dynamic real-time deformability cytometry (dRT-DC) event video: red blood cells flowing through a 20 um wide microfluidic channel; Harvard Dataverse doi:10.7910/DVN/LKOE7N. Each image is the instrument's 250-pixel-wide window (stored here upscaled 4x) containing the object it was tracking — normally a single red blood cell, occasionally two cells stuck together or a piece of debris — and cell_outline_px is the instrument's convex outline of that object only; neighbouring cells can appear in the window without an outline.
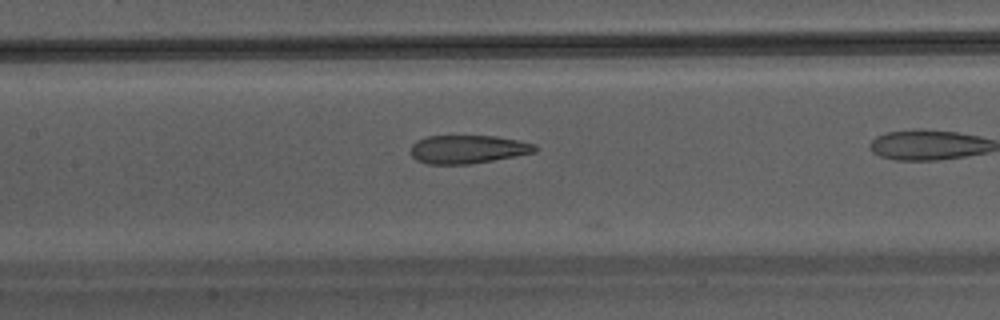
{"species": "Egyptian fruit bat (a non-hibernating species)", "species_latin": "Rousettus aegyptiacus", "temperature_condition": "warm", "stored_images_in_passage": 14, "camera_frame_rate_fps": 3000, "um_per_image_px": 0.085, "animal": {"sex": "male"}, "frame": {"image": 1, "passage_image": 8, "time_ms": 2.333, "image_size_px": [1000, 320], "cell_outline_px": [[540, 148], [536, 152], [492, 160], [468, 164], [428, 164], [416, 160], [412, 156], [412, 144], [416, 140], [428, 136], [496, 136], [536, 144]], "centroid_in_image_um": [39.78, 12.68], "position_along_channel_um": 167.6, "area_um2": 20.46}}
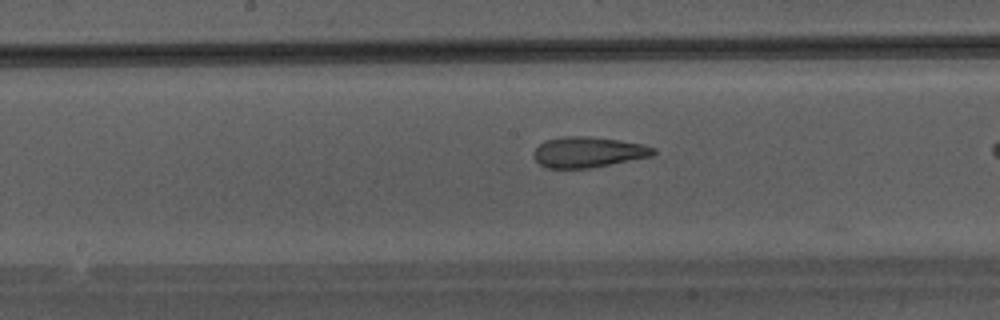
{"frame": {"image": 2, "passage_image": 10, "time_ms": 3.0, "image_size_px": [1000, 320], "cell_outline_px": [[656, 152], [652, 156], [588, 168], [548, 168], [540, 164], [532, 156], [532, 152], [540, 144], [548, 140], [564, 136], [588, 136], [644, 144], [656, 148]], "centroid_in_image_um": [49.99, 12.93], "position_along_channel_um": 198.2, "area_um2": 21.15}}